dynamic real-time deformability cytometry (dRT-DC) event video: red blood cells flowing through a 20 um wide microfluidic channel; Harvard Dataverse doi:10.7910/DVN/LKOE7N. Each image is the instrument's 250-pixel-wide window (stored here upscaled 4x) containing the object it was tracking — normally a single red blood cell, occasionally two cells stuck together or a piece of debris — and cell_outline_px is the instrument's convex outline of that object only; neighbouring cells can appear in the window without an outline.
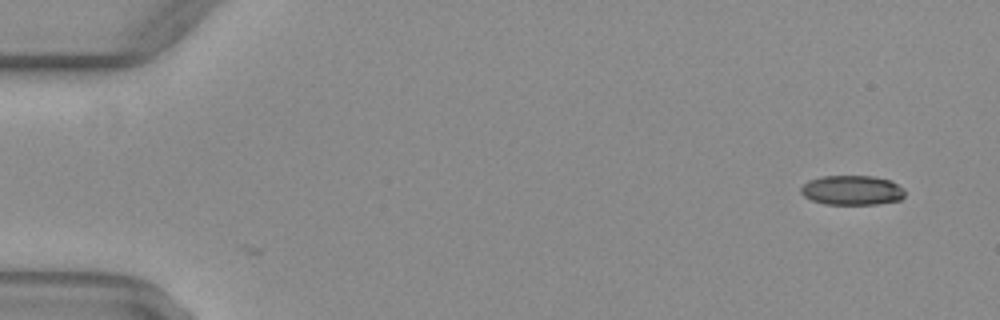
{"species": "common noctule bat (a hibernating species)", "species_latin": "Nyctalus noctula", "temperature_condition": "warm", "stored_images_in_passage": 4, "camera_frame_rate_fps": 3000, "um_per_image_px": 0.085, "animal": {"sex": "female", "body_mass_g": 29.2, "forearm_length_mm": 56.3}, "frame": {"image": 1, "passage_image": 4, "time_ms": 1.0, "image_size_px": [1000, 320], "cell_outline_px": [[904, 196], [900, 200], [876, 204], [824, 204], [812, 200], [804, 196], [800, 192], [800, 188], [808, 180], [824, 176], [872, 176], [892, 180], [904, 188]], "centroid_in_image_um": [72.43, 16.16], "position_along_channel_um": 12.6, "area_um2": 18.03}}